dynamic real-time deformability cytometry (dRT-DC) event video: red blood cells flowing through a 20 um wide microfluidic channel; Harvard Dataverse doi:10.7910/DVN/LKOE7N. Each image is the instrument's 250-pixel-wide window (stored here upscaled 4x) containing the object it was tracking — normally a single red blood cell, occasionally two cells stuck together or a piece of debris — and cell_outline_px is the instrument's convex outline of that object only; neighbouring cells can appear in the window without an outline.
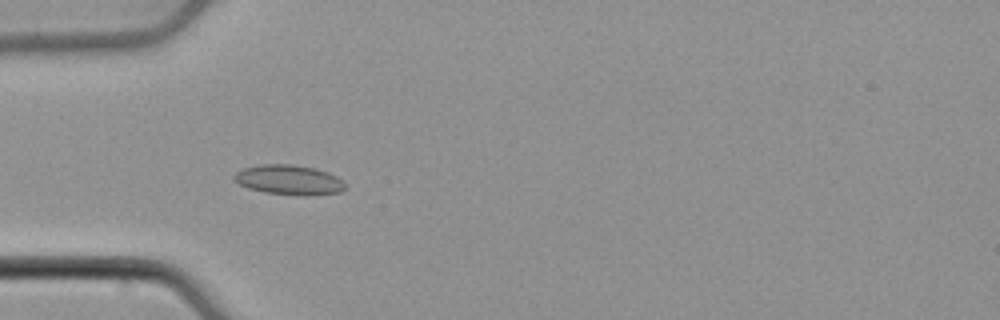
{"species": "common noctule bat (a hibernating species)", "species_latin": "Nyctalus noctula", "temperature_condition": "cold", "stored_images_in_passage": 36, "camera_frame_rate_fps": 3000, "um_per_image_px": 0.085, "animal": {"sex": "male", "body_mass_g": 21.5, "forearm_length_mm": 52.0}, "frame": {"image": 1, "passage_image": 5, "time_ms": 1.333, "image_size_px": [1000, 320], "cell_outline_px": [[348, 188], [340, 192], [308, 196], [304, 196], [264, 192], [248, 188], [240, 184], [232, 176], [236, 172], [244, 168], [260, 164], [292, 164], [316, 168], [328, 172], [344, 180]], "centroid_in_image_um": [24.62, 15.29], "position_along_channel_um": 60.4, "area_um2": 19.54}}
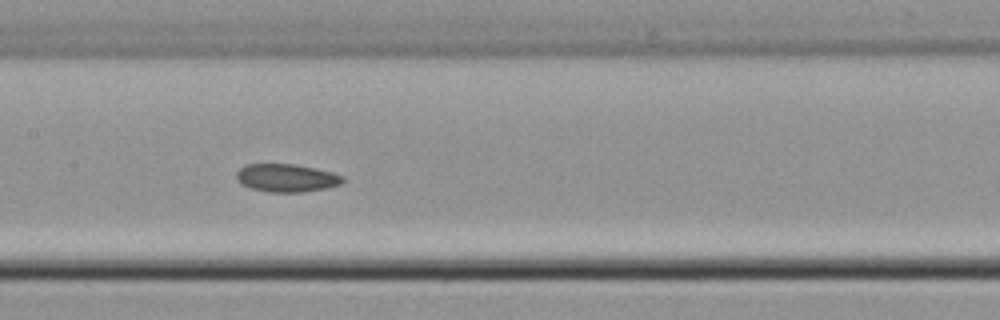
{"frame": {"image": 2, "passage_image": 15, "time_ms": 4.667, "image_size_px": [1000, 320], "cell_outline_px": [[344, 180], [340, 184], [324, 188], [300, 192], [272, 192], [252, 188], [240, 184], [236, 180], [236, 172], [244, 164], [296, 164], [316, 168], [332, 172], [344, 176]], "centroid_in_image_um": [24.32, 15.11], "position_along_channel_um": 183.1, "area_um2": 17.34}}
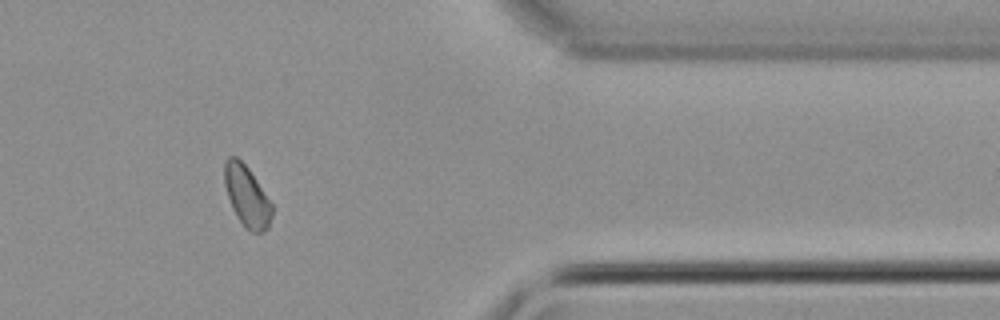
{"frame": {"image": 3, "passage_image": 33, "time_ms": 10.667, "image_size_px": [1000, 320], "cell_outline_px": [[272, 216], [268, 228], [264, 232], [252, 232], [244, 228], [236, 216], [232, 208], [224, 184], [224, 160], [228, 156], [236, 156], [248, 168], [272, 204]], "centroid_in_image_um": [20.96, 16.69], "position_along_channel_um": 390.4, "area_um2": 16.88}}